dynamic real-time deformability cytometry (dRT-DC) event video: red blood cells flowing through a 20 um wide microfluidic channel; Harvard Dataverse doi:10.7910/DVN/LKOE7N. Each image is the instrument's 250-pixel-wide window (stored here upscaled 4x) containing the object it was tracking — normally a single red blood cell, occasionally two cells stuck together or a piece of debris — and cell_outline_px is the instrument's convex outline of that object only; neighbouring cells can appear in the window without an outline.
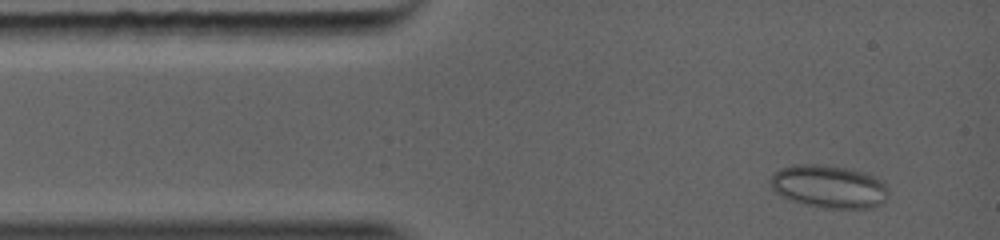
{"species": "common noctule bat (a hibernating species)", "species_latin": "Nyctalus noctula", "temperature_condition": "warm", "stored_images_in_passage": 18, "camera_frame_rate_fps": 5000, "um_per_image_px": 0.085, "animal": {"sex": "female", "body_mass_g": 19.0, "forearm_length_mm": 56.7}, "frame": {"image": 1, "passage_image": 2, "time_ms": 0.6, "image_size_px": [1000, 240], "cell_outline_px": [[888, 192], [884, 200], [880, 204], [868, 208], [828, 208], [808, 204], [792, 200], [776, 192], [772, 188], [768, 180], [772, 172], [780, 168], [792, 164], [824, 164], [856, 168], [868, 172], [884, 180], [888, 188]], "centroid_in_image_um": [70.48, 15.8], "position_along_channel_um": 14.5, "area_um2": 30.06}}
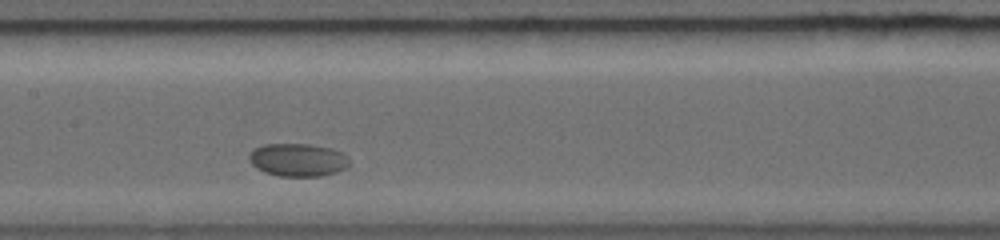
{"frame": {"image": 2, "passage_image": 10, "time_ms": 5.4, "image_size_px": [1000, 240], "cell_outline_px": [[352, 164], [348, 168], [336, 172], [320, 176], [280, 176], [264, 172], [256, 168], [248, 160], [248, 156], [256, 148], [268, 144], [308, 144], [328, 148], [340, 152], [348, 156]], "centroid_in_image_um": [25.36, 13.6], "position_along_channel_um": 182.0, "area_um2": 19.25}}
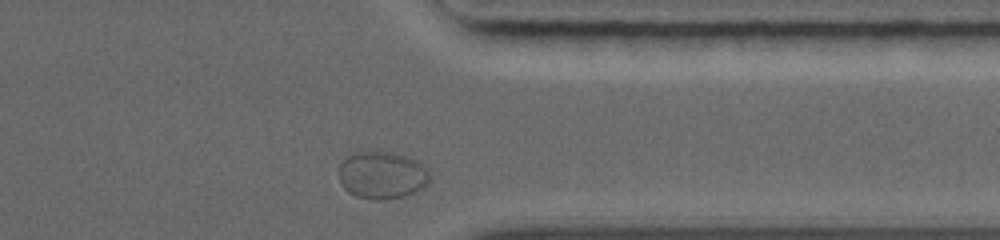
{"frame": {"image": 3, "passage_image": 18, "time_ms": 10.0, "image_size_px": [1000, 240], "cell_outline_px": [[432, 176], [428, 184], [424, 188], [416, 192], [404, 196], [384, 200], [372, 200], [356, 196], [348, 192], [344, 188], [340, 180], [340, 164], [344, 160], [352, 156], [400, 156], [416, 160]], "centroid_in_image_um": [32.53, 15.02], "position_along_channel_um": 378.9, "area_um2": 23.64}}